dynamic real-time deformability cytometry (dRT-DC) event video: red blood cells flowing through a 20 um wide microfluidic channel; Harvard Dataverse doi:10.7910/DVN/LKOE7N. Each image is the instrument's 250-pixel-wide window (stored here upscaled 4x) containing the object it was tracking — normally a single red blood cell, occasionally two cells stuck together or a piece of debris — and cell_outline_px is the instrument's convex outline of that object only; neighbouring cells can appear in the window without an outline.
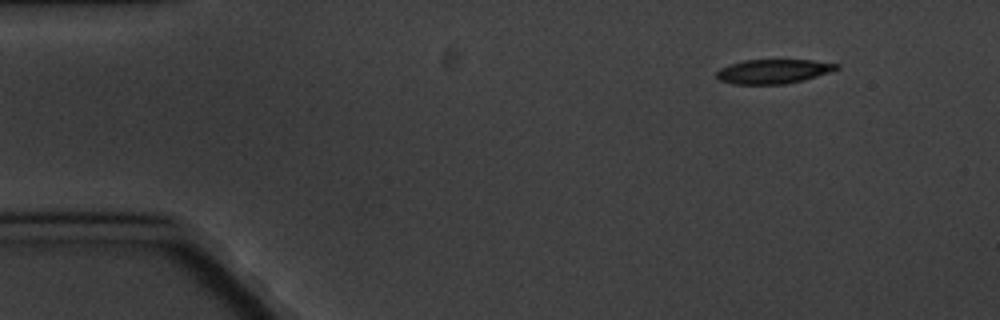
{"species": "common noctule bat (a hibernating species)", "species_latin": "Nyctalus noctula", "temperature_condition": "cold", "stored_images_in_passage": 4, "camera_frame_rate_fps": 3000, "um_per_image_px": 0.085, "animal": {"sex": "male", "body_mass_g": 20.1, "forearm_length_mm": 53.5}, "frame": {"image": 1, "passage_image": 1, "time_ms": 0.0, "image_size_px": [1000, 320], "cell_outline_px": [[840, 68], [816, 76], [784, 84], [732, 84], [720, 80], [716, 76], [716, 72], [720, 68], [744, 60], [812, 60], [840, 64]], "centroid_in_image_um": [65.72, 6.06], "position_along_channel_um": 19.3, "area_um2": 16.76}}
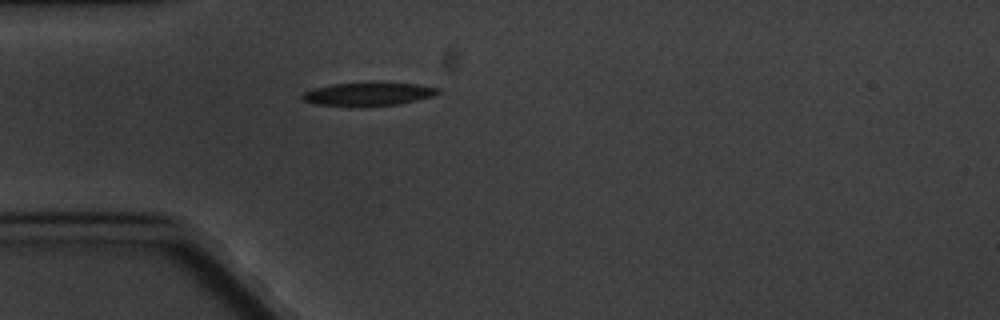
{"frame": {"image": 2, "passage_image": 4, "time_ms": 3.333, "image_size_px": [1000, 320], "cell_outline_px": [[440, 92], [432, 96], [416, 100], [396, 104], [316, 104], [304, 100], [300, 96], [304, 92], [312, 88], [332, 84], [368, 80], [384, 80], [416, 84], [440, 88]], "centroid_in_image_um": [31.34, 7.9], "position_along_channel_um": 53.7, "area_um2": 18.5}}